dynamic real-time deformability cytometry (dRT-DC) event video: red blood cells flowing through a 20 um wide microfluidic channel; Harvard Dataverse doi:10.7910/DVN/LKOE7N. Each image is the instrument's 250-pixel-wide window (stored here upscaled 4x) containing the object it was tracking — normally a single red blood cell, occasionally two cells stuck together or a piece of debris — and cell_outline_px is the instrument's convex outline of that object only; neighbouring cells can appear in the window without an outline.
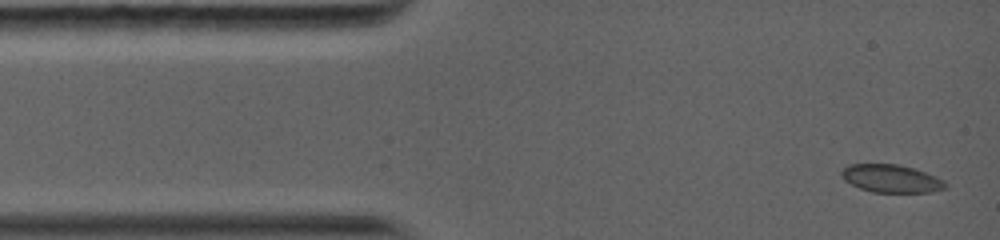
{"species": "common noctule bat (a hibernating species)", "species_latin": "Nyctalus noctula", "temperature_condition": "warm", "stored_images_in_passage": 44, "camera_frame_rate_fps": 5000, "um_per_image_px": 0.085, "animal": {"sex": "female", "body_mass_g": 19.0, "forearm_length_mm": 56.7}, "frame": {"image": 1, "passage_image": 1, "time_ms": 0.0, "image_size_px": [1000, 240], "cell_outline_px": [[948, 184], [944, 188], [932, 192], [872, 192], [860, 188], [844, 180], [840, 172], [848, 164], [896, 164], [912, 168], [936, 176], [944, 180]], "centroid_in_image_um": [75.75, 15.18], "position_along_channel_um": 9.3, "area_um2": 16.76}}
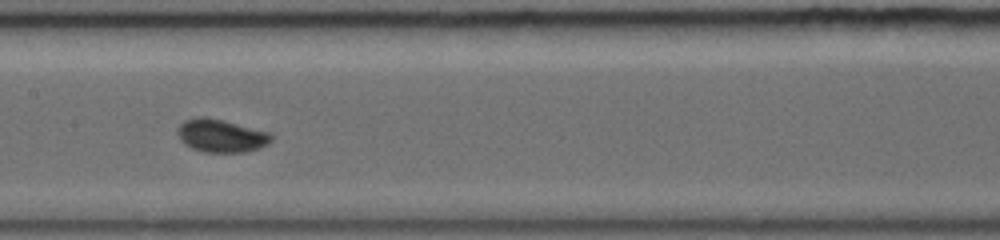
{"frame": {"image": 2, "passage_image": 19, "time_ms": 6.0, "image_size_px": [1000, 240], "cell_outline_px": [[272, 140], [268, 144], [260, 148], [244, 152], [204, 152], [192, 148], [184, 144], [180, 140], [176, 132], [176, 128], [184, 120], [196, 116], [204, 116], [224, 120], [272, 132]], "centroid_in_image_um": [18.79, 11.52], "position_along_channel_um": 188.6, "area_um2": 18.44}}
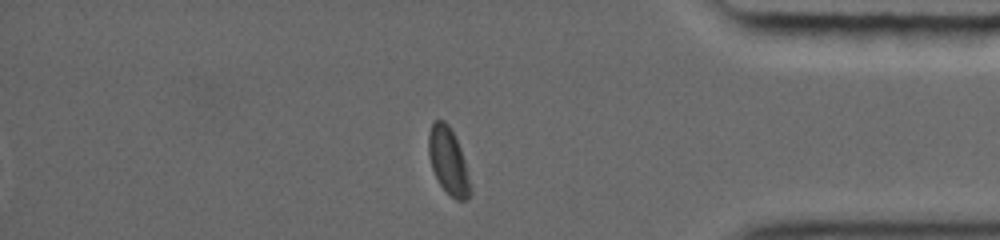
{"frame": {"image": 3, "passage_image": 38, "time_ms": 11.6, "image_size_px": [1000, 240], "cell_outline_px": [[472, 192], [464, 200], [456, 200], [440, 184], [432, 168], [428, 156], [428, 136], [432, 120], [444, 120], [448, 124], [460, 148], [464, 160], [472, 188]], "centroid_in_image_um": [38.09, 13.66], "position_along_channel_um": 397.1, "area_um2": 16.01}, "authors_computed_cell_mechanics": {"area_um2": 16.8487, "velocity_mm_per_s": 4.1017, "shape_relaxation_time_tau1_ms": 3.7836, "shape_relaxation_time_tau2_ms": null, "deformation_change_tau1": 0.0867, "deformation_change_tau2": null}}